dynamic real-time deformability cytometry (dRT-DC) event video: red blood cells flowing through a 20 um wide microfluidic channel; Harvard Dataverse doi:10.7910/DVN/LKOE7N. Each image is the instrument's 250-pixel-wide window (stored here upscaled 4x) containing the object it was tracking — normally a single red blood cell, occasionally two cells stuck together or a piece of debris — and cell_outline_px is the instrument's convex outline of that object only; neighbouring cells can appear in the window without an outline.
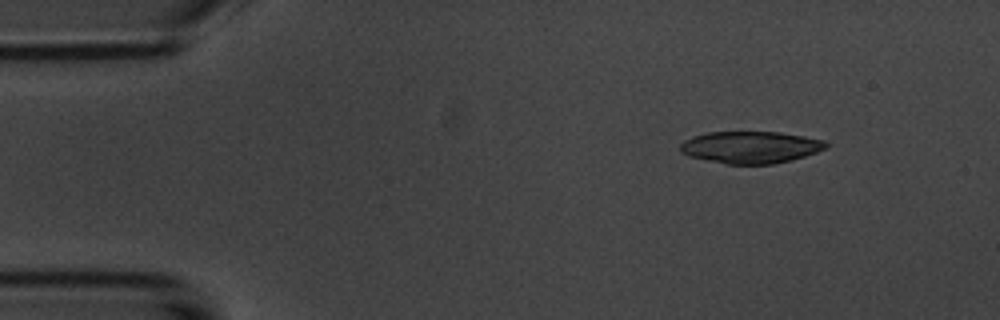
{"species": "common noctule bat (a hibernating species)", "species_latin": "Nyctalus noctula", "temperature_condition": "room temperature", "stored_images_in_passage": 3, "camera_frame_rate_fps": 3000, "um_per_image_px": 0.085, "animal": {"sex": "male", "body_mass_g": 20.1, "forearm_length_mm": 53.5}, "frame": {"image": 1, "passage_image": 1, "time_ms": 0.0, "image_size_px": [1000, 320], "cell_outline_px": [[828, 148], [792, 160], [772, 164], [728, 164], [708, 160], [692, 156], [680, 152], [680, 144], [684, 140], [692, 136], [708, 132], [780, 132], [804, 136], [824, 140], [828, 144]], "centroid_in_image_um": [63.82, 12.51], "position_along_channel_um": 21.2, "area_um2": 27.11}}